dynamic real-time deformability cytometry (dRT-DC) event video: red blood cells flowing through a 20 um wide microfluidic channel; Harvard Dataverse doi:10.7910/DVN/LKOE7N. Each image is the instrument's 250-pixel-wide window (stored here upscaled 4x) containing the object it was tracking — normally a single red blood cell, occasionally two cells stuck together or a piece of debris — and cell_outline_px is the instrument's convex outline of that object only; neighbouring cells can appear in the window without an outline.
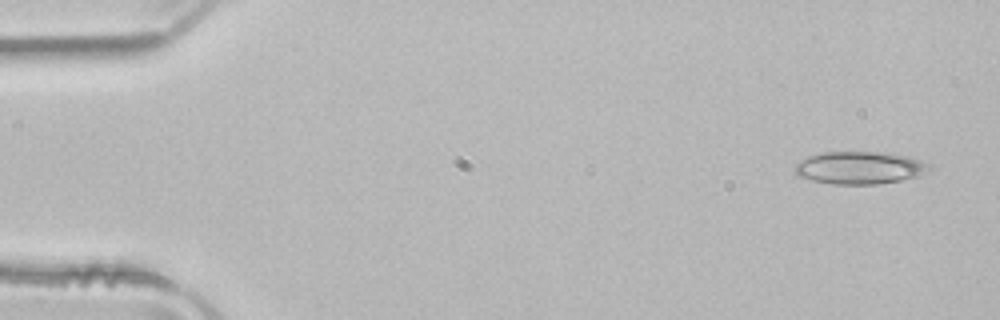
{"species": "common noctule bat (a hibernating species)", "species_latin": "Nyctalus noctula", "temperature_condition": "room temperature", "stored_images_in_passage": 50, "camera_frame_rate_fps": 3000, "um_per_image_px": 0.085, "animal": {"sex": "male", "body_mass_g": 21.5, "forearm_length_mm": 52.0}, "frame": {"image": 1, "passage_image": 2, "time_ms": 0.333, "image_size_px": [1000, 320], "cell_outline_px": [[932, 168], [916, 176], [900, 180], [876, 184], [832, 184], [812, 180], [796, 176], [792, 172], [792, 168], [800, 160], [808, 156], [820, 152], [888, 152], [908, 156], [932, 164]], "centroid_in_image_um": [73.02, 14.25], "position_along_channel_um": 12.0, "area_um2": 25.78}}
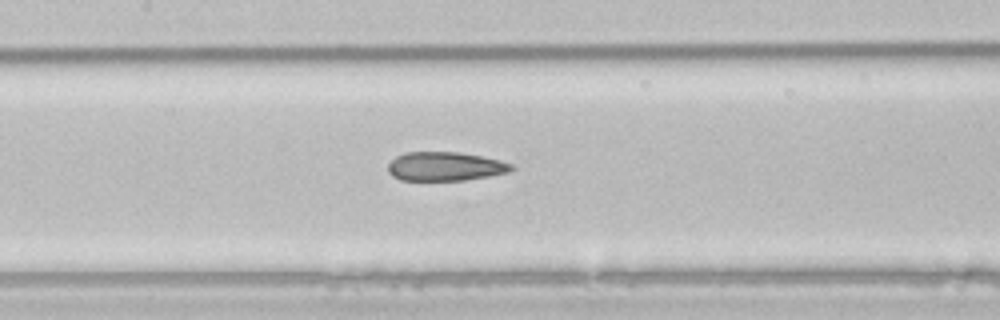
{"frame": {"image": 2, "passage_image": 23, "time_ms": 7.333, "image_size_px": [1000, 320], "cell_outline_px": [[516, 168], [508, 172], [488, 176], [464, 180], [400, 180], [392, 176], [388, 172], [388, 164], [396, 156], [404, 152], [460, 152], [500, 160], [512, 164]], "centroid_in_image_um": [37.82, 14.14], "position_along_channel_um": 169.6, "area_um2": 20.81}}
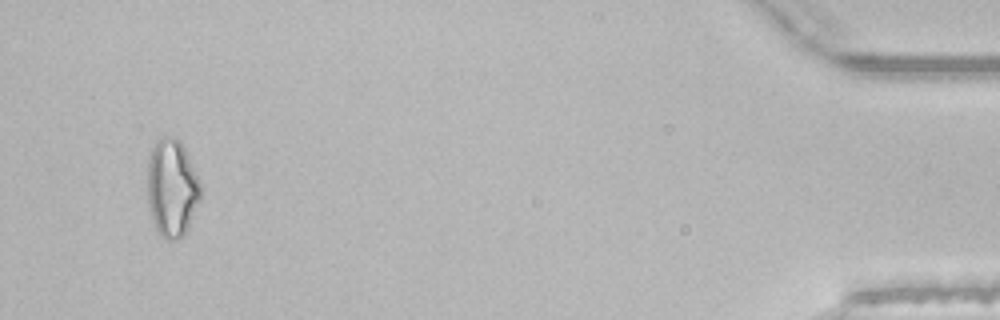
{"frame": {"image": 3, "passage_image": 48, "time_ms": 15.667, "image_size_px": [1000, 320], "cell_outline_px": [[204, 188], [200, 200], [188, 228], [184, 236], [176, 240], [168, 240], [160, 236], [156, 228], [148, 204], [148, 160], [152, 148], [156, 140], [160, 136], [172, 136], [180, 140]], "centroid_in_image_um": [14.64, 15.98], "position_along_channel_um": 420.6, "area_um2": 30.63}, "authors_computed_cell_mechanics": {"area_um2": 23.2645, "velocity_mm_per_s": 3.9842, "shape_relaxation_time_tau1_ms": null, "shape_relaxation_time_tau2_ms": 2.7995, "deformation_change_tau1": null, "deformation_change_tau2": 0.1237}}